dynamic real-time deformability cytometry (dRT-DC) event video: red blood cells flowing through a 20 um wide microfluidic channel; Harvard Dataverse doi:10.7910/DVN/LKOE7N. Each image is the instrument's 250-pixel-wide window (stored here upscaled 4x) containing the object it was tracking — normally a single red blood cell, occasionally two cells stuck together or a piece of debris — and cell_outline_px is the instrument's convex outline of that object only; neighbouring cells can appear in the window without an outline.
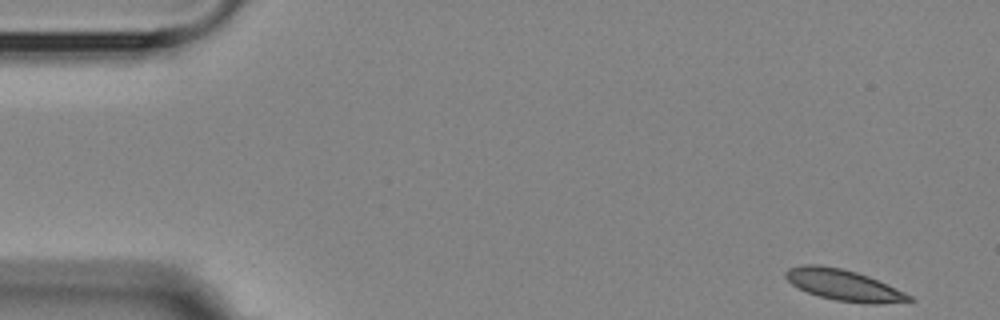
{"species": "Egyptian fruit bat (a non-hibernating species)", "species_latin": "Rousettus aegyptiacus", "temperature_condition": "room temperature", "stored_images_in_passage": 5, "camera_frame_rate_fps": 3000, "um_per_image_px": 0.085, "animal": {"sex": "female"}, "frame": {"image": 1, "passage_image": 1, "time_ms": 0.0, "image_size_px": [1000, 320], "cell_outline_px": [[916, 300], [876, 304], [864, 304], [836, 300], [820, 296], [808, 292], [792, 284], [784, 276], [784, 272], [788, 268], [800, 264], [820, 264], [840, 268], [856, 272], [868, 276], [904, 292], [912, 296]], "centroid_in_image_um": [71.68, 24.22], "position_along_channel_um": 13.3, "area_um2": 22.25}}
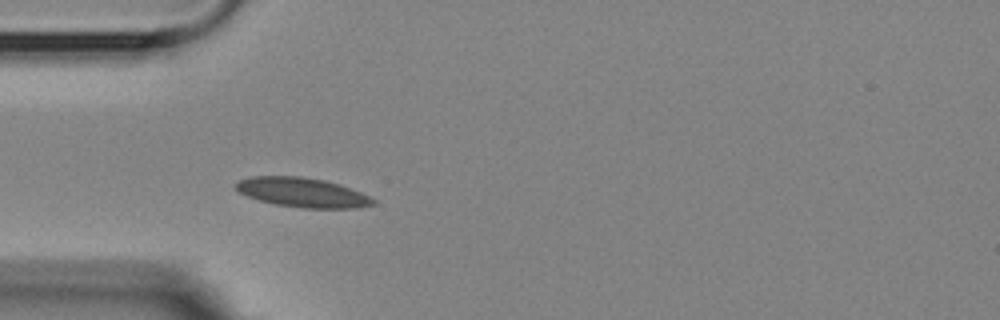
{"frame": {"image": 2, "passage_image": 5, "time_ms": 4.333, "image_size_px": [1000, 320], "cell_outline_px": [[376, 204], [356, 208], [304, 208], [276, 204], [260, 200], [248, 196], [240, 192], [236, 188], [236, 184], [240, 180], [252, 176], [300, 176], [324, 180], [340, 184], [360, 192], [376, 200]], "centroid_in_image_um": [25.74, 16.36], "position_along_channel_um": 59.3, "area_um2": 23.35}}